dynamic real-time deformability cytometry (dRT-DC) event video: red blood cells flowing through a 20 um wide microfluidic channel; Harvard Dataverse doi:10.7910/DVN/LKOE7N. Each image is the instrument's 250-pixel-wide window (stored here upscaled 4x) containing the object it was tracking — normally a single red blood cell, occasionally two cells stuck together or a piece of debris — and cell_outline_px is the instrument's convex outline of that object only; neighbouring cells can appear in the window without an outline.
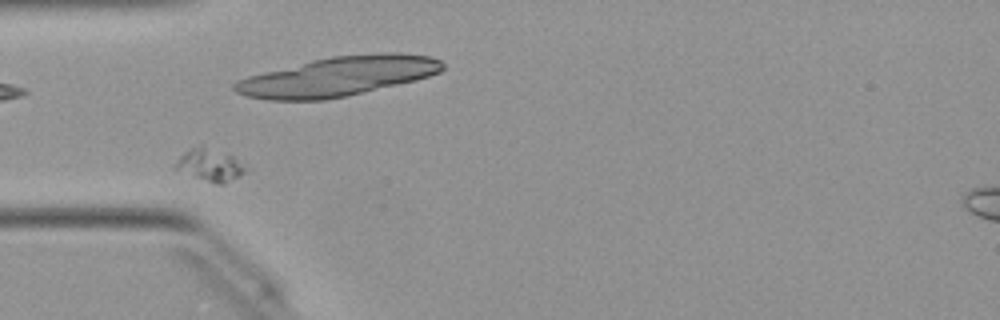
{"species": "Egyptian fruit bat (a non-hibernating species)", "species_latin": "Rousettus aegyptiacus", "temperature_condition": "warm", "stored_images_in_passage": 44, "camera_frame_rate_fps": 3000, "um_per_image_px": 0.085, "animal": {"sex": "female"}, "frame": {"image": 1, "passage_image": 7, "time_ms": 2.0, "image_size_px": [1000, 320], "cell_outline_px": [[252, 168], [240, 176], [224, 184], [216, 184], [172, 168], [180, 156], [188, 148], [200, 144], [204, 144], [232, 156]], "centroid_in_image_um": [17.89, 14.0], "position_along_channel_um": 67.1, "area_um2": 13.58}}
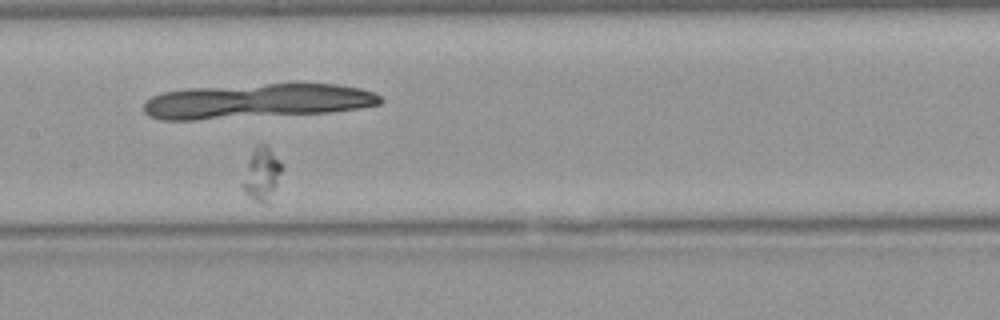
{"frame": {"image": 2, "passage_image": 17, "time_ms": 5.333, "image_size_px": [1000, 320], "cell_outline_px": [[284, 168], [276, 188], [268, 204], [260, 204], [248, 196], [244, 192], [240, 184], [248, 160], [256, 144], [264, 144], [284, 164]], "centroid_in_image_um": [22.25, 14.84], "position_along_channel_um": 185.1, "area_um2": 12.48}}
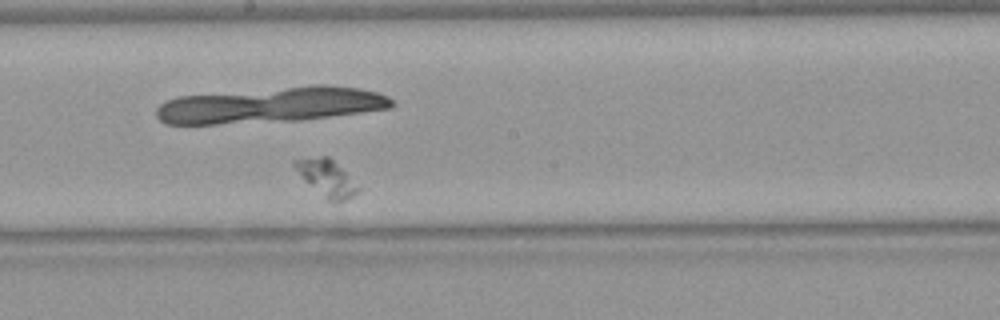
{"frame": {"image": 3, "passage_image": 20, "time_ms": 6.333, "image_size_px": [1000, 320], "cell_outline_px": [[360, 192], [344, 200], [328, 200], [304, 180], [292, 164], [292, 160], [320, 156], [328, 156], [360, 188]], "centroid_in_image_um": [27.74, 15.11], "position_along_channel_um": 220.5, "area_um2": 12.89}}